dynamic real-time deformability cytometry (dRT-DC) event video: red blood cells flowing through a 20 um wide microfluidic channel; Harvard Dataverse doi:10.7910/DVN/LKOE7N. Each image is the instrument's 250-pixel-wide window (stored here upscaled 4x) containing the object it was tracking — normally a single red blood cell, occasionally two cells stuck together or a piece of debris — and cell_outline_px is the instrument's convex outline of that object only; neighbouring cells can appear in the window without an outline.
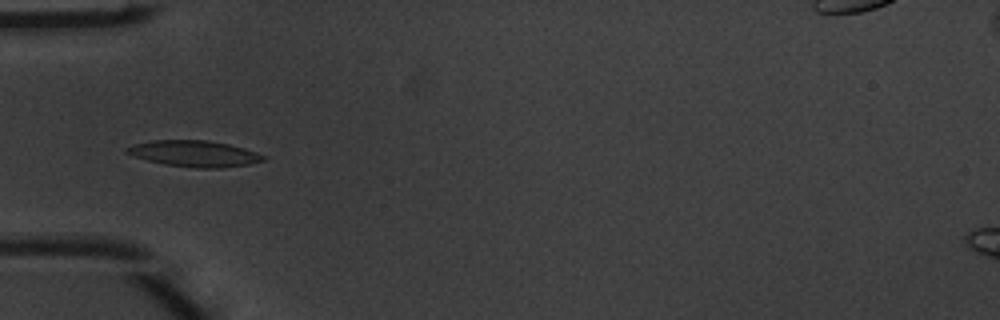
{"species": "common noctule bat (a hibernating species)", "species_latin": "Nyctalus noctula", "temperature_condition": "warm", "stored_images_in_passage": 5, "camera_frame_rate_fps": 3000, "um_per_image_px": 0.085, "animal": {"sex": "male", "body_mass_g": 20.1, "forearm_length_mm": 53.5}, "frame": {"image": 1, "passage_image": 4, "time_ms": 1.0, "image_size_px": [1000, 320], "cell_outline_px": [[268, 156], [264, 160], [248, 164], [220, 168], [196, 168], [164, 164], [148, 160], [124, 152], [124, 148], [136, 144], [152, 140], [208, 140], [228, 144], [244, 148]], "centroid_in_image_um": [16.54, 13.05], "position_along_channel_um": 68.5, "area_um2": 20.69}}